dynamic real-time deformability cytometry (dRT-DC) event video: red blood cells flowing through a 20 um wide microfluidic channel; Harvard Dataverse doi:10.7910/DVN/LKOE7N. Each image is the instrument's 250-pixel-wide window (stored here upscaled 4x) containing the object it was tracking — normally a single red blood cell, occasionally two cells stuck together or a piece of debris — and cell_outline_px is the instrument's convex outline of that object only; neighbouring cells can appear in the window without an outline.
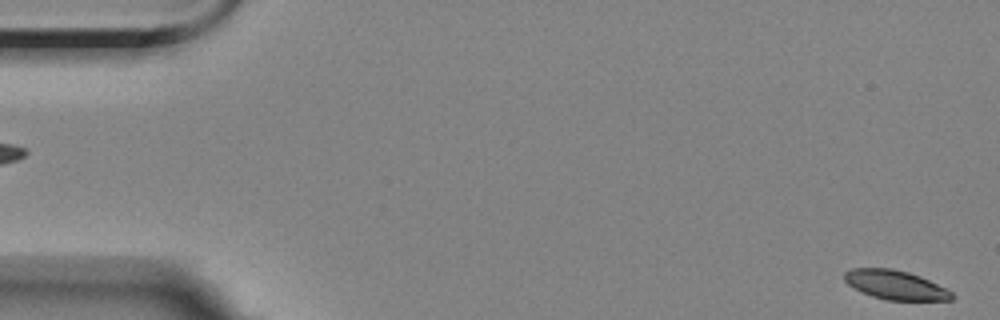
{"species": "Egyptian fruit bat (a non-hibernating species)", "species_latin": "Rousettus aegyptiacus", "temperature_condition": "room temperature", "stored_images_in_passage": 6, "segment_of_instrument_passage": [2, 2], "camera_frame_rate_fps": 3000, "um_per_image_px": 0.085, "animal": {"sex": "female"}, "frame": {"image": 1, "passage_image": 6, "time_ms": 5.333, "image_size_px": [1000, 320], "cell_outline_px": [[956, 296], [952, 300], [884, 300], [872, 296], [848, 284], [844, 280], [844, 272], [852, 268], [892, 268], [908, 272], [920, 276], [948, 288]], "centroid_in_image_um": [76.16, 24.22], "position_along_channel_um": 8.8, "area_um2": 18.32}}